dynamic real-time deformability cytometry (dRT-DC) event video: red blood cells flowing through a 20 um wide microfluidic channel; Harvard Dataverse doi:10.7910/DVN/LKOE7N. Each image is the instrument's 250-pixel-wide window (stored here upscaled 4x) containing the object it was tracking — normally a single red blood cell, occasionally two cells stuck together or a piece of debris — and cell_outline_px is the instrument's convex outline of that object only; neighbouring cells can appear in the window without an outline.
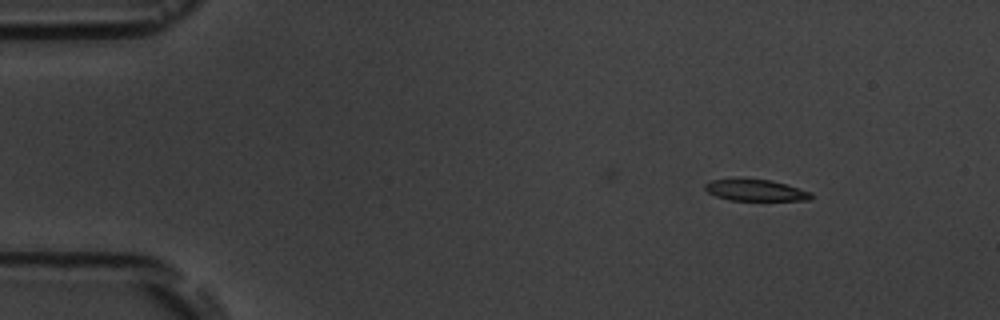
{"species": "common noctule bat (a hibernating species)", "species_latin": "Nyctalus noctula", "temperature_condition": "room temperature", "stored_images_in_passage": 10, "camera_frame_rate_fps": 3000, "um_per_image_px": 0.085, "animal": {"sex": "male", "body_mass_g": 19.5, "forearm_length_mm": 54.6}, "frame": {"image": 1, "passage_image": 2, "time_ms": 1.0, "image_size_px": [1000, 320], "cell_outline_px": [[816, 196], [812, 200], [728, 200], [716, 196], [708, 192], [704, 188], [704, 184], [712, 180], [736, 176], [772, 180], [812, 192]], "centroid_in_image_um": [64.21, 16.13], "position_along_channel_um": 20.8, "area_um2": 13.93}}
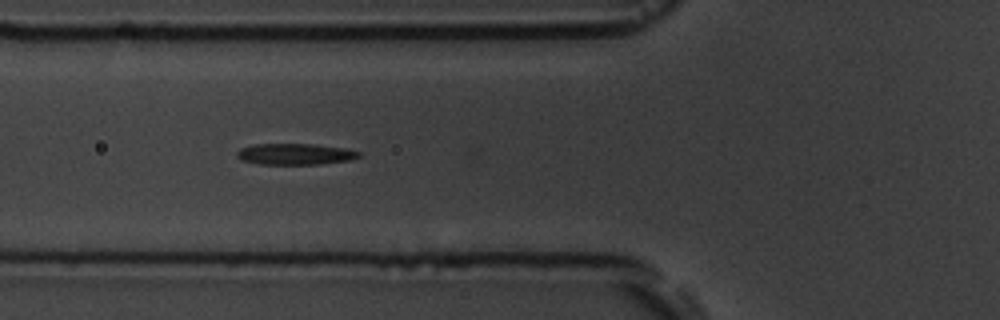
{"frame": {"image": 2, "passage_image": 6, "time_ms": 5.667, "image_size_px": [1000, 320], "cell_outline_px": [[360, 156], [348, 160], [320, 164], [260, 164], [240, 160], [236, 156], [236, 152], [240, 148], [256, 144], [316, 144], [348, 148], [360, 152]], "centroid_in_image_um": [25.07, 13.09], "position_along_channel_um": 100.7, "area_um2": 15.14}}
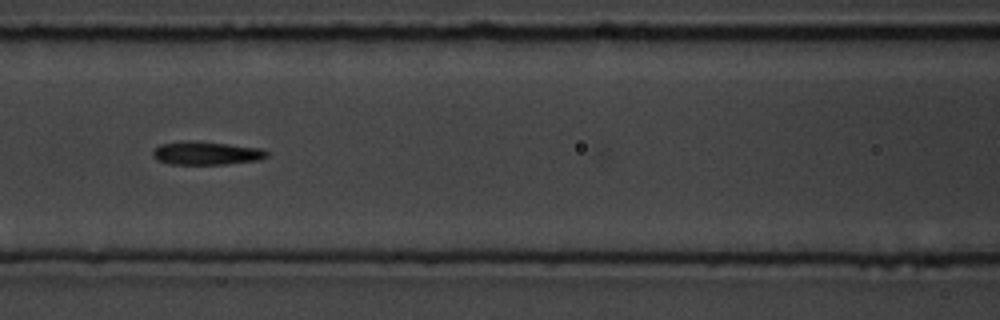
{"frame": {"image": 3, "passage_image": 7, "time_ms": 7.0, "image_size_px": [1000, 320], "cell_outline_px": [[268, 156], [260, 160], [228, 164], [168, 164], [156, 160], [152, 156], [152, 152], [160, 144], [188, 140], [196, 140], [260, 148], [268, 152]], "centroid_in_image_um": [17.52, 13.02], "position_along_channel_um": 149.1, "area_um2": 15.66}}